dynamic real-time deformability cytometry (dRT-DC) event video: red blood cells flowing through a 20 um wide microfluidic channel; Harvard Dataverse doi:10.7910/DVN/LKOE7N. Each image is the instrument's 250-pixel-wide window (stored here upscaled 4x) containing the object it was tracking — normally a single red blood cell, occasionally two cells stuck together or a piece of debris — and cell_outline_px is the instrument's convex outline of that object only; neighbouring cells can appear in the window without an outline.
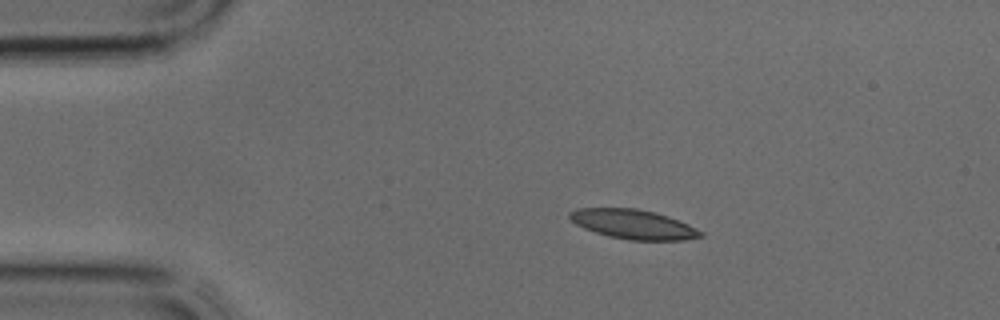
{"species": "common noctule bat (a hibernating species)", "species_latin": "Nyctalus noctula", "temperature_condition": "cold", "stored_images_in_passage": 13, "camera_frame_rate_fps": 3000, "um_per_image_px": 0.085, "animal": {"sex": "male", "body_mass_g": 17.9, "forearm_length_mm": 54.2}, "frame": {"image": 1, "passage_image": 1, "time_ms": 0.0, "image_size_px": [1000, 320], "cell_outline_px": [[704, 236], [684, 240], [628, 240], [608, 236], [584, 228], [576, 224], [568, 216], [568, 212], [576, 208], [636, 208], [656, 212], [668, 216], [688, 224], [704, 232]], "centroid_in_image_um": [53.84, 19.06], "position_along_channel_um": 31.2, "area_um2": 22.54}}
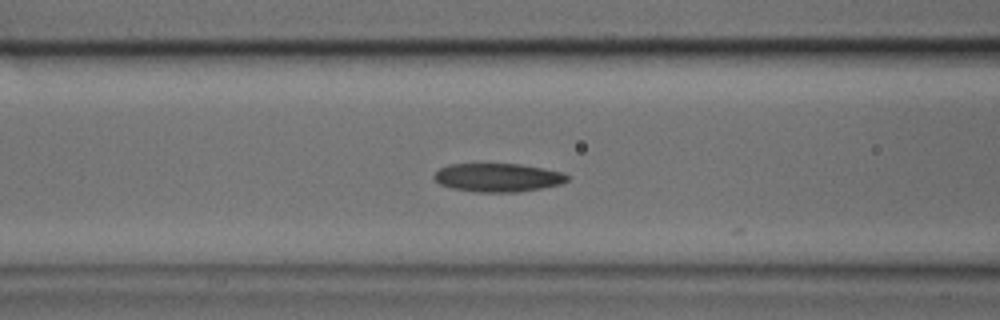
{"frame": {"image": 2, "passage_image": 9, "time_ms": 2.667, "image_size_px": [1000, 320], "cell_outline_px": [[568, 180], [560, 184], [540, 188], [516, 192], [476, 192], [452, 188], [440, 184], [432, 176], [440, 168], [448, 164], [484, 160], [520, 164], [544, 168], [564, 172], [568, 176]], "centroid_in_image_um": [42.26, 15.03], "position_along_channel_um": 124.3, "area_um2": 23.12}}